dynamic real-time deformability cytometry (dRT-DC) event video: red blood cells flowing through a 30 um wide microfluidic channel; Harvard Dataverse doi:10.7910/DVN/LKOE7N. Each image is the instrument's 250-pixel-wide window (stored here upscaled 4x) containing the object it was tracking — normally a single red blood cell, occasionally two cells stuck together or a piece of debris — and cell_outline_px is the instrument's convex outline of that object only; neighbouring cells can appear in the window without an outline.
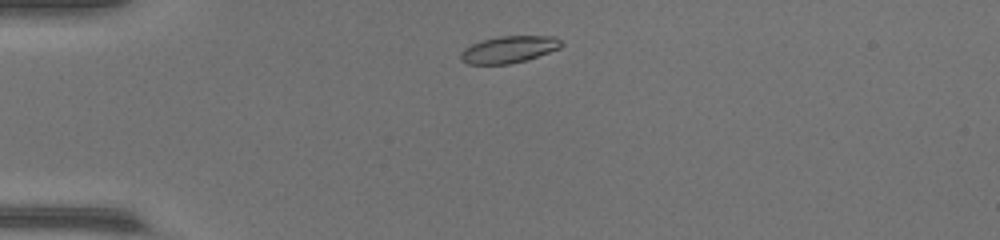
{"species": "common noctule bat (a hibernating species)", "species_latin": "Nyctalus noctula", "temperature_condition": "warm", "stored_images_in_passage": 43, "camera_frame_rate_fps": 3000, "um_per_image_px": 0.085, "animal": {"sex": "female", "body_mass_g": 17.0, "forearm_length_mm": 48.0}, "frame": {"image": 1, "passage_image": 3, "time_ms": 0.667, "image_size_px": [1000, 240], "cell_outline_px": [[564, 44], [560, 48], [512, 64], [468, 64], [460, 60], [460, 52], [464, 48], [472, 44], [484, 40], [500, 36], [556, 36]], "centroid_in_image_um": [43.24, 4.2], "position_along_channel_um": 41.8, "area_um2": 15.66}}
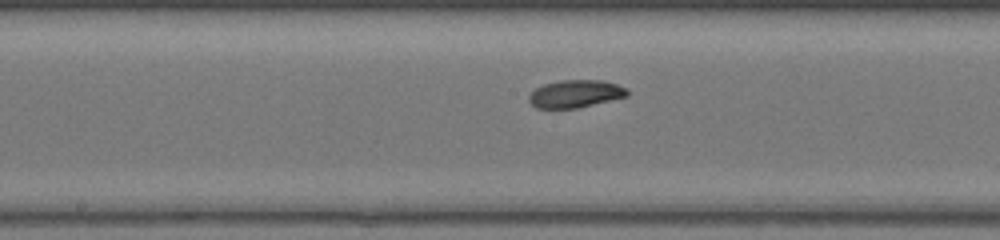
{"frame": {"image": 2, "passage_image": 18, "time_ms": 5.667, "image_size_px": [1000, 240], "cell_outline_px": [[628, 96], [576, 108], [536, 108], [528, 100], [528, 96], [536, 88], [544, 84], [560, 80], [600, 80], [616, 84], [628, 88]], "centroid_in_image_um": [48.91, 7.97], "position_along_channel_um": 199.3, "area_um2": 15.72}}
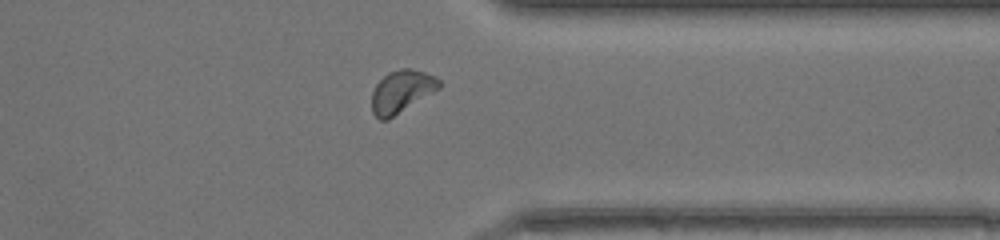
{"frame": {"image": 3, "passage_image": 32, "time_ms": 10.333, "image_size_px": [1000, 240], "cell_outline_px": [[440, 88], [388, 120], [380, 120], [372, 112], [372, 92], [376, 84], [388, 72], [400, 68], [408, 68], [424, 72], [436, 76], [440, 80]], "centroid_in_image_um": [34.13, 7.77], "position_along_channel_um": 377.3, "area_um2": 16.65}}